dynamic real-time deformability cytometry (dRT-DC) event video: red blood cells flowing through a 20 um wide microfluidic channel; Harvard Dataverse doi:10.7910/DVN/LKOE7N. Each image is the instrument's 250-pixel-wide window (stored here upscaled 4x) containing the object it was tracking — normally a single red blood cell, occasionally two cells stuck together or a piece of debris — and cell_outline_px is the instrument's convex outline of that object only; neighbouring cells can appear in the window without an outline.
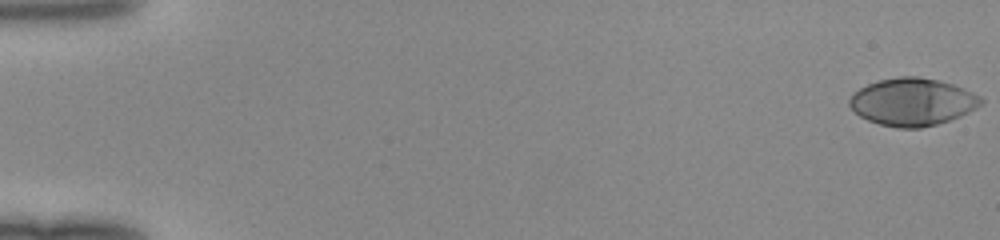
{"species": "human", "species_latin": "Homo sapiens", "temperature_condition": "room temperature", "stored_images_in_passage": 50, "camera_frame_rate_fps": 3000, "um_per_image_px": 0.085, "donor": {"sex": "female"}, "frame": {"image": 1, "passage_image": 1, "time_ms": 0.0, "image_size_px": [1000, 240], "cell_outline_px": [[984, 104], [960, 116], [936, 124], [920, 128], [896, 128], [880, 124], [868, 120], [860, 116], [848, 104], [848, 100], [852, 92], [868, 84], [880, 80], [900, 76], [920, 76], [952, 84], [972, 92], [980, 96], [984, 100]], "centroid_in_image_um": [77.55, 8.66], "position_along_channel_um": 7.5, "area_um2": 36.36}}
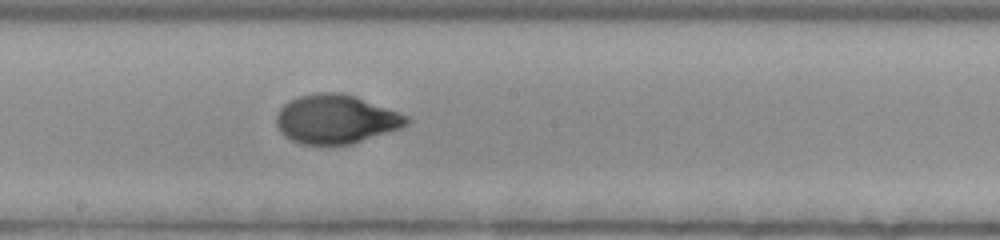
{"frame": {"image": 2, "passage_image": 29, "time_ms": 9.333, "image_size_px": [1000, 240], "cell_outline_px": [[412, 120], [408, 124], [400, 128], [352, 144], [300, 144], [292, 140], [280, 132], [276, 124], [276, 116], [280, 108], [288, 100], [300, 96], [316, 92], [340, 92], [356, 96], [408, 116]], "centroid_in_image_um": [28.54, 10.12], "position_along_channel_um": 219.7, "area_um2": 37.11}}
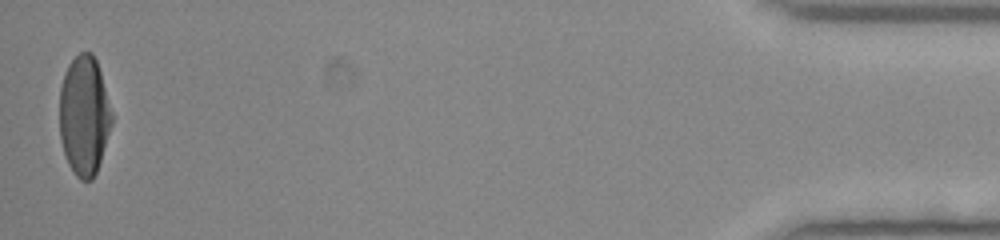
{"frame": {"image": 3, "passage_image": 50, "time_ms": 16.333, "image_size_px": [1000, 240], "cell_outline_px": [[112, 124], [96, 172], [92, 180], [80, 180], [76, 176], [68, 164], [60, 140], [60, 88], [64, 72], [68, 64], [80, 52], [92, 52], [96, 60], [100, 72], [112, 112]], "centroid_in_image_um": [7.14, 9.82], "position_along_channel_um": 428.1, "area_um2": 36.24}}